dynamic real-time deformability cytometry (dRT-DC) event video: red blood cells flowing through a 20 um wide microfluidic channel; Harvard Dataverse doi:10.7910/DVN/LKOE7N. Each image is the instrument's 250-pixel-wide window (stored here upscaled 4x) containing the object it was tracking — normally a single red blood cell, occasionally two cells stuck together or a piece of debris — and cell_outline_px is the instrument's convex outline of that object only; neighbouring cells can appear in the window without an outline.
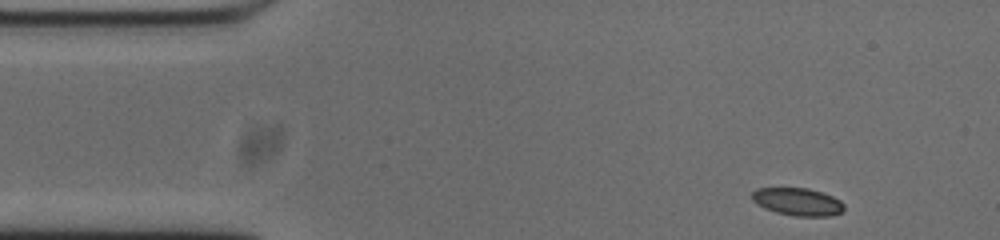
{"species": "common noctule bat (a hibernating species)", "species_latin": "Nyctalus noctula", "temperature_condition": "cold", "stored_images_in_passage": 49, "camera_frame_rate_fps": 3000, "um_per_image_px": 0.085, "animal": {"sex": "male", "body_mass_g": 20.0, "forearm_length_mm": 53.3}, "frame": {"image": 1, "passage_image": 1, "time_ms": 0.0, "image_size_px": [1000, 240], "cell_outline_px": [[844, 212], [832, 216], [796, 216], [776, 212], [764, 208], [756, 204], [752, 200], [752, 192], [756, 188], [808, 188], [832, 196], [840, 200], [844, 204]], "centroid_in_image_um": [67.81, 17.15], "position_along_channel_um": 17.2, "area_um2": 14.91}}
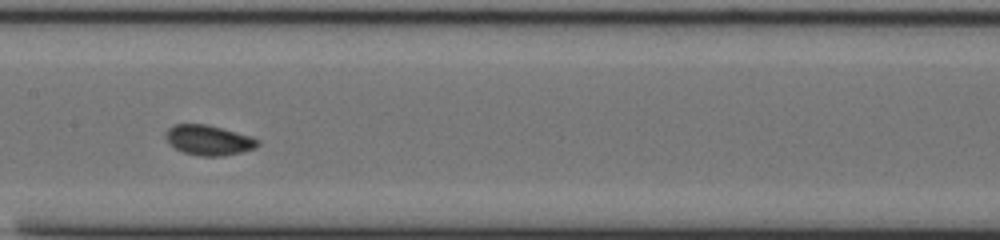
{"frame": {"image": 2, "passage_image": 21, "time_ms": 6.667, "image_size_px": [1000, 240], "cell_outline_px": [[260, 144], [256, 148], [224, 156], [200, 156], [184, 152], [176, 148], [164, 136], [168, 128], [172, 124], [208, 124], [252, 136], [260, 140]], "centroid_in_image_um": [17.78, 11.9], "position_along_channel_um": 189.6, "area_um2": 16.18}}
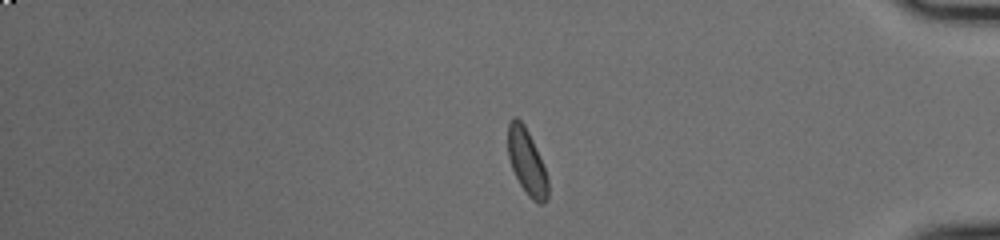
{"frame": {"image": 3, "passage_image": 40, "time_ms": 13.0, "image_size_px": [1000, 240], "cell_outline_px": [[548, 200], [544, 204], [540, 204], [532, 200], [528, 196], [520, 184], [512, 168], [508, 156], [508, 124], [516, 116], [524, 124], [532, 140], [548, 176]], "centroid_in_image_um": [44.79, 13.81], "position_along_channel_um": 390.4, "area_um2": 15.2}, "authors_computed_cell_mechanics": {"area_um2": 15.317, "velocity_mm_per_s": 3.7092, "shape_relaxation_time_tau1_ms": 1.7981, "shape_relaxation_time_tau2_ms": 1.5616, "deformation_change_tau1": 0.077, "deformation_change_tau2": 0.0619}}